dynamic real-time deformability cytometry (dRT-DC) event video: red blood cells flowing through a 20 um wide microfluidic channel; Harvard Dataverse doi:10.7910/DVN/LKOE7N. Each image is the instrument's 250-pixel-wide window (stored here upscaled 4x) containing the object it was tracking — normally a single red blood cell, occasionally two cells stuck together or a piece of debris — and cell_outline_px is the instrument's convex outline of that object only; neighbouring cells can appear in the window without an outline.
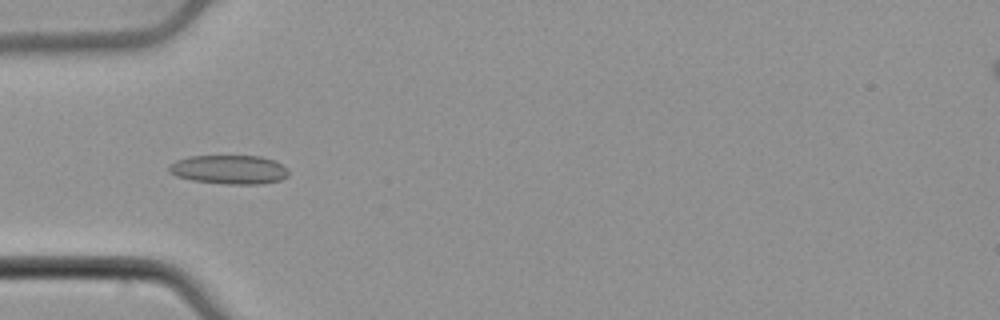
{"species": "common noctule bat (a hibernating species)", "species_latin": "Nyctalus noctula", "temperature_condition": "cold", "stored_images_in_passage": 39, "camera_frame_rate_fps": 3000, "um_per_image_px": 0.085, "animal": {"sex": "male", "body_mass_g": 21.5, "forearm_length_mm": 52.0}, "frame": {"image": 1, "passage_image": 6, "time_ms": 1.667, "image_size_px": [1000, 320], "cell_outline_px": [[288, 176], [280, 180], [264, 184], [228, 184], [192, 180], [176, 176], [168, 172], [168, 164], [176, 160], [188, 156], [260, 156], [272, 160], [288, 168]], "centroid_in_image_um": [19.45, 14.41], "position_along_channel_um": 65.5, "area_um2": 20.29}}
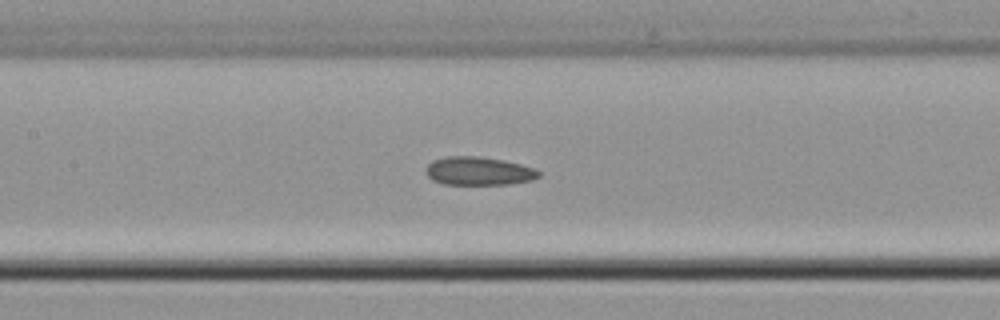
{"frame": {"image": 2, "passage_image": 14, "time_ms": 4.333, "image_size_px": [1000, 320], "cell_outline_px": [[540, 176], [532, 180], [512, 184], [444, 184], [432, 180], [424, 172], [424, 168], [432, 160], [448, 156], [480, 156], [520, 164], [532, 168], [540, 172]], "centroid_in_image_um": [40.64, 14.54], "position_along_channel_um": 166.8, "area_um2": 18.67}}
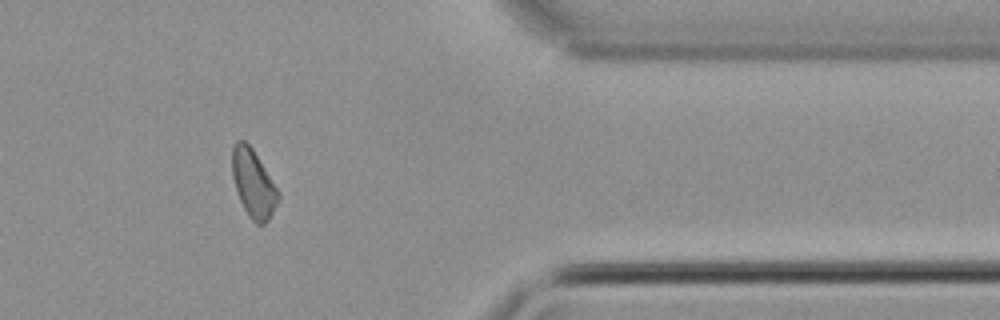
{"frame": {"image": 3, "passage_image": 33, "time_ms": 10.667, "image_size_px": [1000, 320], "cell_outline_px": [[280, 200], [268, 220], [264, 224], [256, 224], [248, 216], [236, 192], [232, 176], [232, 148], [236, 140], [244, 140], [252, 148], [276, 188], [280, 196]], "centroid_in_image_um": [21.51, 15.62], "position_along_channel_um": 389.9, "area_um2": 18.03}}